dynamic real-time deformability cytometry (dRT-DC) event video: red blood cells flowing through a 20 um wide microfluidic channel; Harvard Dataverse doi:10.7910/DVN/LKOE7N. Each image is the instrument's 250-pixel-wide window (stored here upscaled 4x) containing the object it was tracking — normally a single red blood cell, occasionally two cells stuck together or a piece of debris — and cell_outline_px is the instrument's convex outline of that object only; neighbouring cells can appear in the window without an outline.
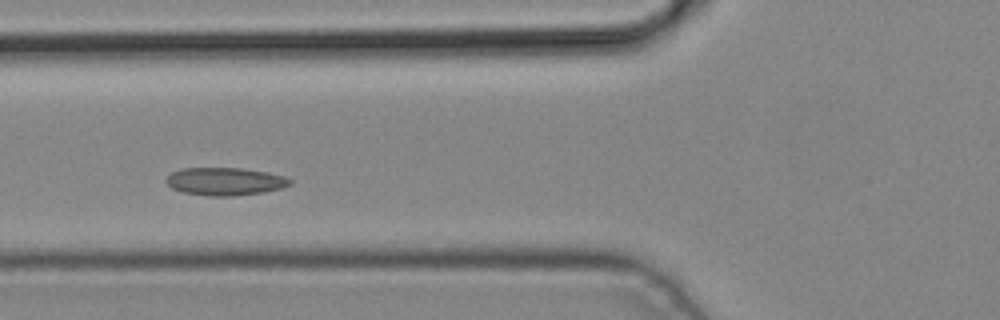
{"species": "common noctule bat (a hibernating species)", "species_latin": "Nyctalus noctula", "temperature_condition": "cold", "stored_images_in_passage": 3, "camera_frame_rate_fps": 3000, "um_per_image_px": 0.085, "animal": {"sex": "male", "body_mass_g": 19.2, "forearm_length_mm": 51.8}, "frame": {"image": 1, "passage_image": 3, "time_ms": 0.667, "image_size_px": [1000, 320], "cell_outline_px": [[292, 184], [284, 188], [264, 192], [232, 196], [208, 196], [184, 192], [172, 188], [164, 180], [172, 172], [180, 168], [240, 168], [268, 172], [284, 176], [292, 180]], "centroid_in_image_um": [19.15, 15.42], "position_along_channel_um": 106.6, "area_um2": 20.17}}